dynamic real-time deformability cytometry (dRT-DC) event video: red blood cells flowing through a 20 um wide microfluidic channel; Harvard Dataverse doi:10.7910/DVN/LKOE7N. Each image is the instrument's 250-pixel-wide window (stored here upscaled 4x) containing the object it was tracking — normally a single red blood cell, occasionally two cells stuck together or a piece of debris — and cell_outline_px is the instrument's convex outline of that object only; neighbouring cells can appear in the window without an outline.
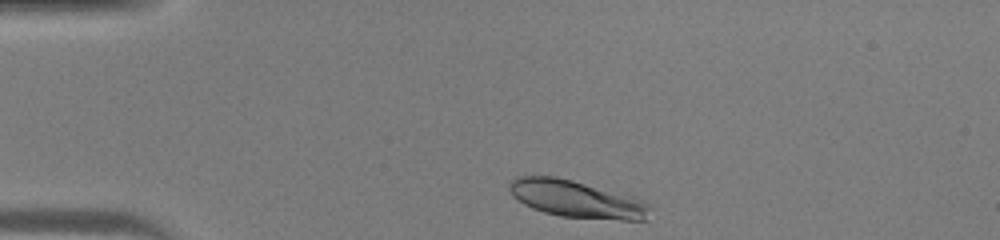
{"species": "human", "species_latin": "Homo sapiens", "temperature_condition": "warm", "stored_images_in_passage": 31, "camera_frame_rate_fps": 3000, "um_per_image_px": 0.085, "donor": {"sex": "male"}, "frame": {"image": 1, "passage_image": 1, "time_ms": 0.0, "image_size_px": [1000, 240], "cell_outline_px": [[652, 208], [648, 220], [620, 220], [560, 216], [544, 212], [532, 208], [524, 204], [512, 196], [508, 188], [508, 184], [516, 176], [556, 176], [572, 180], [632, 196], [648, 204]], "centroid_in_image_um": [49.0, 16.92], "position_along_channel_um": 36.0, "area_um2": 30.52}}
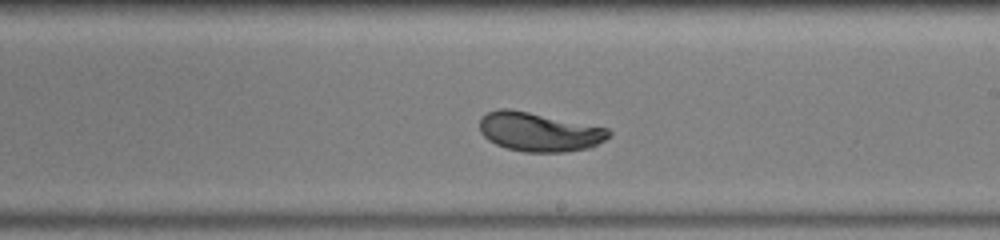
{"frame": {"image": 2, "passage_image": 18, "time_ms": 5.667, "image_size_px": [1000, 240], "cell_outline_px": [[612, 132], [604, 140], [588, 148], [564, 152], [524, 152], [508, 148], [496, 144], [488, 140], [480, 132], [480, 116], [488, 112], [500, 108], [508, 108], [608, 128]], "centroid_in_image_um": [45.79, 11.21], "position_along_channel_um": 243.2, "area_um2": 29.13}}
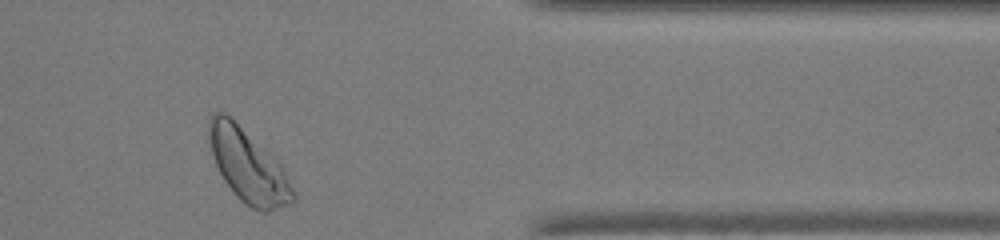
{"frame": {"image": 3, "passage_image": 29, "time_ms": 9.333, "image_size_px": [1000, 240], "cell_outline_px": [[296, 200], [292, 204], [268, 212], [260, 212], [244, 204], [236, 196], [224, 180], [212, 156], [208, 140], [208, 120], [212, 112], [224, 112], [232, 116], [284, 168], [296, 196]], "centroid_in_image_um": [21.08, 14.09], "position_along_channel_um": 390.3, "area_um2": 36.13}}